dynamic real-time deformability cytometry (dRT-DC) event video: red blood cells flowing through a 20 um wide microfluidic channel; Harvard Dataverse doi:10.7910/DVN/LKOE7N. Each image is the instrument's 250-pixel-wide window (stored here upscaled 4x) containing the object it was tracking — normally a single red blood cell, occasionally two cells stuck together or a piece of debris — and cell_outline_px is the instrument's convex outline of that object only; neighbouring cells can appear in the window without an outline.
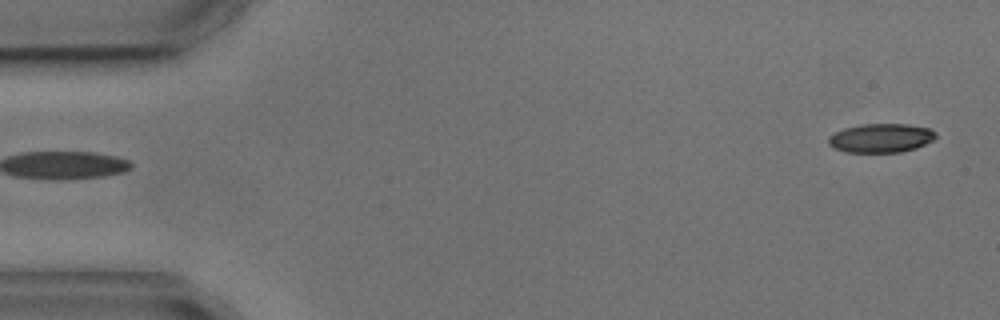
{"species": "common noctule bat (a hibernating species)", "species_latin": "Nyctalus noctula", "temperature_condition": "cold", "stored_images_in_passage": 3, "segment_of_instrument_passage": [2, 2], "camera_frame_rate_fps": 3000, "um_per_image_px": 0.085, "animal": {"sex": "male", "body_mass_g": 17.9, "forearm_length_mm": 54.2}, "frame": {"image": 1, "passage_image": 3, "time_ms": 2.333, "image_size_px": [1000, 320], "cell_outline_px": [[936, 136], [932, 140], [916, 148], [900, 152], [844, 152], [832, 148], [828, 144], [828, 136], [844, 128], [860, 124], [908, 124], [932, 128], [936, 132]], "centroid_in_image_um": [74.86, 11.73], "position_along_channel_um": 10.1, "area_um2": 18.26}}